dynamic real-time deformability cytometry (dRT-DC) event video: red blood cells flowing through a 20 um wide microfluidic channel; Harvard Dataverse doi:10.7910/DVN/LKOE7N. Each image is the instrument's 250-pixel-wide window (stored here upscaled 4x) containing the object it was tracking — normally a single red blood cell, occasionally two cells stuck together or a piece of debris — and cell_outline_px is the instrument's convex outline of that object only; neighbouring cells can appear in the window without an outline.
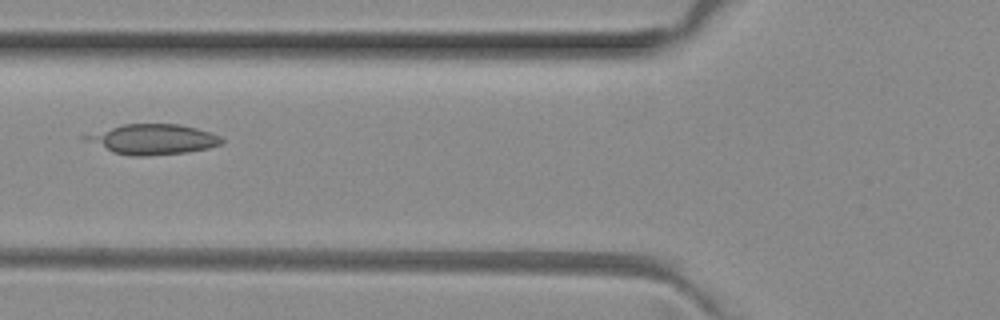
{"species": "common noctule bat (a hibernating species)", "species_latin": "Nyctalus noctula", "temperature_condition": "room temperature", "stored_images_in_passage": 3, "camera_frame_rate_fps": 3000, "um_per_image_px": 0.085, "animal": {"sex": "female", "body_mass_g": 29.2, "forearm_length_mm": 56.3}, "frame": {"image": 1, "passage_image": 3, "time_ms": 0.667, "image_size_px": [1000, 320], "cell_outline_px": [[224, 144], [208, 148], [188, 152], [140, 156], [132, 156], [112, 152], [96, 140], [96, 136], [112, 128], [124, 124], [180, 124], [212, 132], [220, 136], [224, 140]], "centroid_in_image_um": [13.36, 11.84], "position_along_channel_um": 112.4, "area_um2": 22.43}}